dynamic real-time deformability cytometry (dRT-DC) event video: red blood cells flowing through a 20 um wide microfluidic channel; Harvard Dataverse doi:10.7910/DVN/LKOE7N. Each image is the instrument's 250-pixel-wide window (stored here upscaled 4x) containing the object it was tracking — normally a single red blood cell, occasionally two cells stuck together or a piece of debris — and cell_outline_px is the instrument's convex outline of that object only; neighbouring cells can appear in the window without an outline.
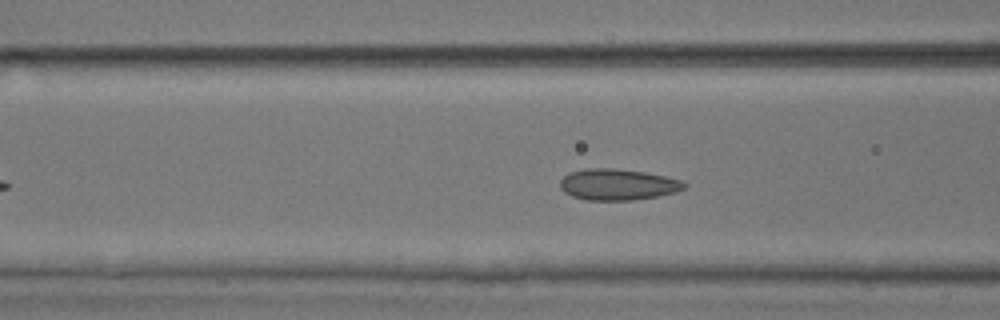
{"species": "common noctule bat (a hibernating species)", "species_latin": "Nyctalus noctula", "temperature_condition": "room temperature", "stored_images_in_passage": 43, "camera_frame_rate_fps": 3000, "um_per_image_px": 0.085, "animal": {"sex": "male", "body_mass_g": 17.9, "forearm_length_mm": 54.2}, "frame": {"image": 1, "passage_image": 14, "time_ms": 4.333, "image_size_px": [1000, 320], "cell_outline_px": [[688, 184], [684, 188], [676, 192], [656, 196], [632, 200], [588, 200], [572, 196], [564, 192], [560, 188], [560, 180], [568, 172], [584, 168], [616, 168], [644, 172], [664, 176], [680, 180]], "centroid_in_image_um": [52.47, 15.67], "position_along_channel_um": 114.1, "area_um2": 22.6}}
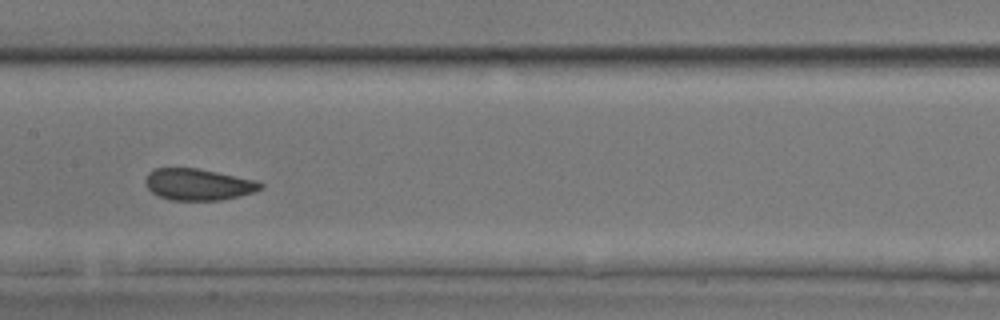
{"frame": {"image": 2, "passage_image": 20, "time_ms": 6.333, "image_size_px": [1000, 320], "cell_outline_px": [[264, 188], [256, 192], [240, 196], [220, 200], [168, 200], [152, 192], [148, 188], [144, 180], [148, 172], [156, 168], [196, 168], [256, 180], [264, 184]], "centroid_in_image_um": [16.87, 15.68], "position_along_channel_um": 190.5, "area_um2": 21.21}}
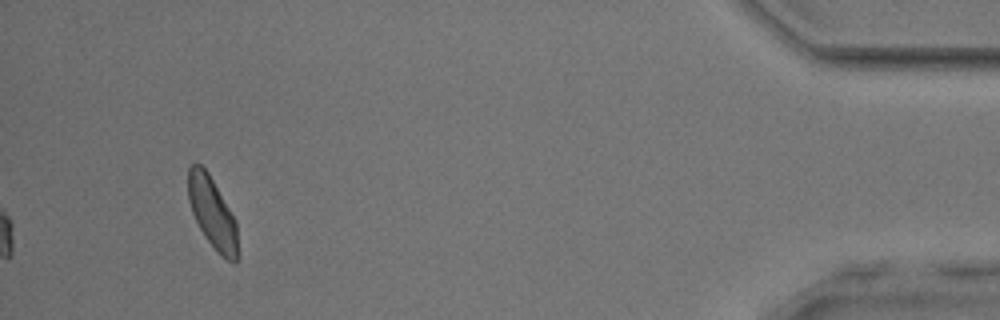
{"frame": {"image": 3, "passage_image": 43, "time_ms": 14.0, "image_size_px": [1000, 320], "cell_outline_px": [[236, 264], [232, 264], [216, 252], [204, 236], [192, 212], [188, 200], [188, 168], [192, 164], [200, 164], [208, 172], [236, 220]], "centroid_in_image_um": [18.03, 18.09], "position_along_channel_um": 417.2, "area_um2": 20.35}, "authors_computed_cell_mechanics": {"area_um2": 21.2126, "velocity_mm_per_s": 3.8414, "shape_relaxation_time_tau1_ms": 8.2436, "shape_relaxation_time_tau2_ms": 0.6877, "deformation_change_tau1": 0.0951, "deformation_change_tau2": 0.0711}}